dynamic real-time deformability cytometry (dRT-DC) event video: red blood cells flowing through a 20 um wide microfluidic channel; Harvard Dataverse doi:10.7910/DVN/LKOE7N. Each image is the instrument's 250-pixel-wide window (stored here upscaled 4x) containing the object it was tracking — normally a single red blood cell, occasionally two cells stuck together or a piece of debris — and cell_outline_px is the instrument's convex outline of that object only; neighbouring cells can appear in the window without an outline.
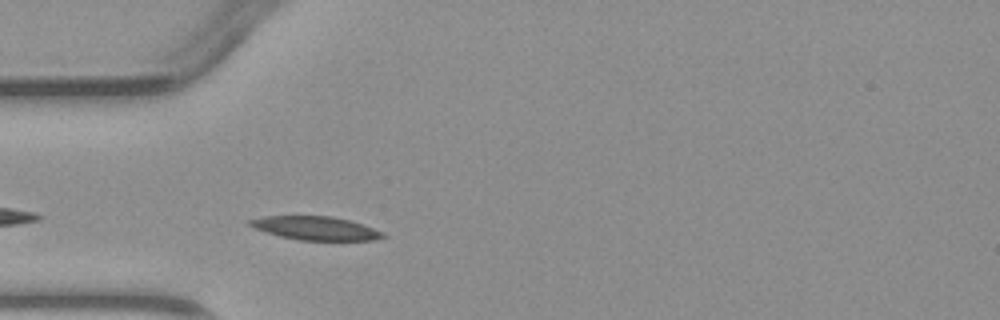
{"species": "common noctule bat (a hibernating species)", "species_latin": "Nyctalus noctula", "temperature_condition": "warm", "stored_images_in_passage": 1, "camera_frame_rate_fps": 3000, "um_per_image_px": 0.085, "animal": {"sex": "male", "body_mass_g": 23.1, "forearm_length_mm": 52.7}, "frame": {"image": 1, "passage_image": 1, "time_ms": 0.0, "image_size_px": [1000, 320], "cell_outline_px": [[388, 236], [372, 240], [300, 240], [280, 236], [256, 228], [248, 224], [248, 220], [264, 216], [332, 216], [348, 220], [384, 232]], "centroid_in_image_um": [26.84, 19.39], "position_along_channel_um": 58.2, "area_um2": 17.98}}